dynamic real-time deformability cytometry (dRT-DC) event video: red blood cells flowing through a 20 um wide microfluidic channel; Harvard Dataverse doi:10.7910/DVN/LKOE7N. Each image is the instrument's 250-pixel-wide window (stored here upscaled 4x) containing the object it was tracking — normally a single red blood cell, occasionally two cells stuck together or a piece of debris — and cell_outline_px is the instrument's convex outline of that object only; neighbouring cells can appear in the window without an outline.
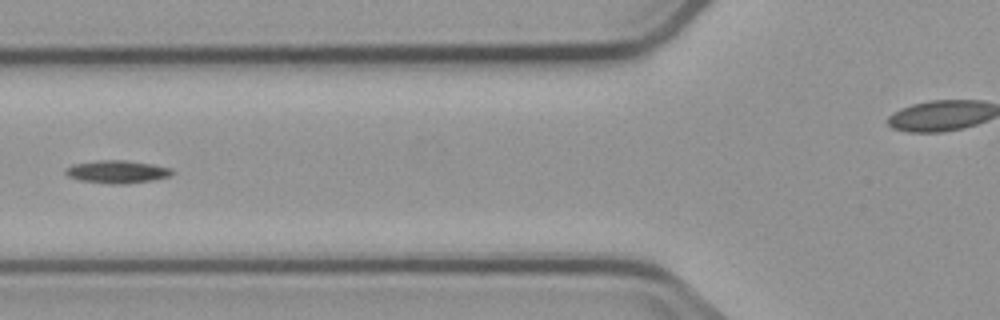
{"species": "common noctule bat (a hibernating species)", "species_latin": "Nyctalus noctula", "temperature_condition": "cold", "stored_images_in_passage": 8, "camera_frame_rate_fps": 3000, "um_per_image_px": 0.085, "animal": {"sex": "male", "body_mass_g": 23.1, "forearm_length_mm": 52.7}, "frame": {"image": 1, "passage_image": 6, "time_ms": 6.667, "image_size_px": [1000, 320], "cell_outline_px": [[172, 172], [168, 176], [152, 180], [124, 184], [108, 184], [80, 180], [68, 176], [64, 172], [64, 168], [72, 164], [96, 160], [124, 160], [152, 164], [172, 168]], "centroid_in_image_um": [9.89, 14.59], "position_along_channel_um": 115.9, "area_um2": 14.16}}
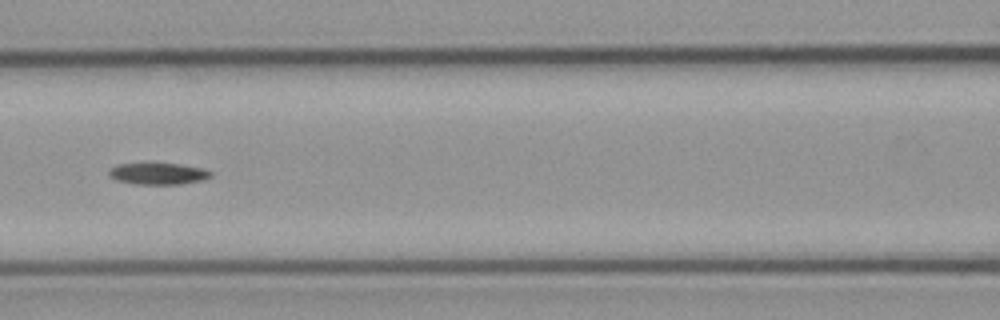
{"frame": {"image": 2, "passage_image": 7, "time_ms": 7.667, "image_size_px": [1000, 320], "cell_outline_px": [[212, 176], [204, 180], [180, 184], [136, 184], [116, 180], [108, 176], [108, 172], [112, 168], [120, 164], [180, 164], [204, 168], [212, 172]], "centroid_in_image_um": [13.49, 14.77], "position_along_channel_um": 153.1, "area_um2": 12.72}}
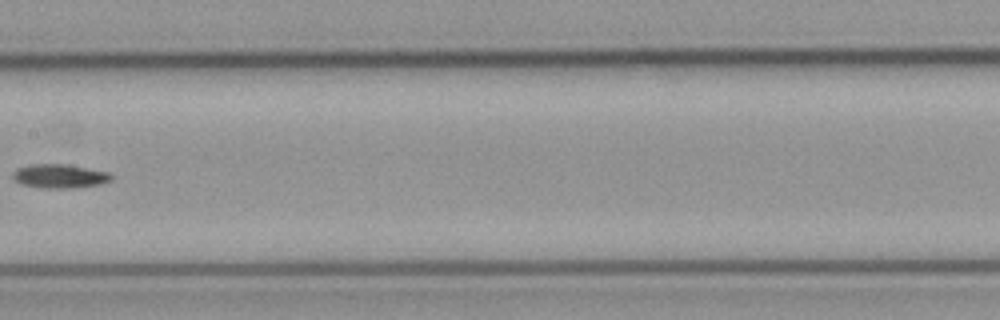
{"frame": {"image": 3, "passage_image": 8, "time_ms": 9.0, "image_size_px": [1000, 320], "cell_outline_px": [[112, 180], [96, 184], [72, 188], [44, 188], [24, 184], [16, 180], [12, 176], [12, 172], [16, 168], [28, 164], [68, 164], [108, 172], [112, 176]], "centroid_in_image_um": [5.04, 14.95], "position_along_channel_um": 202.4, "area_um2": 13.58}}